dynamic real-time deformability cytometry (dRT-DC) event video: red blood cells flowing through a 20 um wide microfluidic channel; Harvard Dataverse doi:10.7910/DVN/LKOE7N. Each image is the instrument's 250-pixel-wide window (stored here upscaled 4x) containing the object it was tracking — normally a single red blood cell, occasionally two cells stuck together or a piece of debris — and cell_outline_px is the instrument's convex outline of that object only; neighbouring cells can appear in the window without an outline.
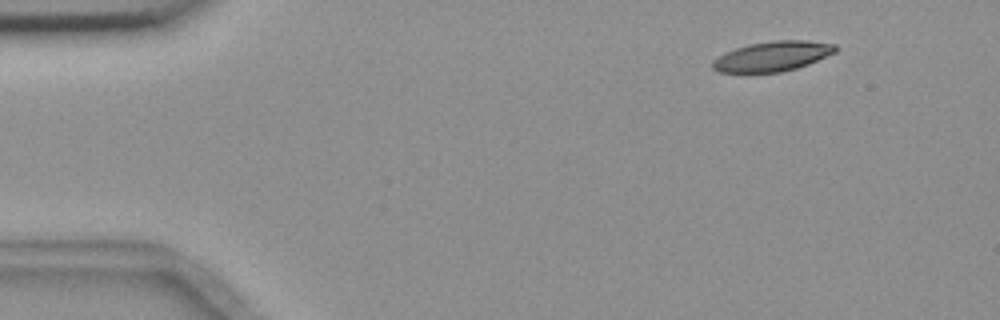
{"species": "common noctule bat (a hibernating species)", "species_latin": "Nyctalus noctula", "temperature_condition": "room temperature", "stored_images_in_passage": 2, "camera_frame_rate_fps": 3000, "um_per_image_px": 0.085, "animal": {"sex": "female", "body_mass_g": 18.4}, "frame": {"image": 1, "passage_image": 2, "time_ms": 1.0, "image_size_px": [1000, 320], "cell_outline_px": [[836, 52], [808, 64], [796, 68], [780, 72], [720, 72], [712, 68], [712, 60], [724, 52], [748, 44], [776, 40], [804, 40], [836, 44]], "centroid_in_image_um": [65.64, 4.77], "position_along_channel_um": 19.4, "area_um2": 21.33}}